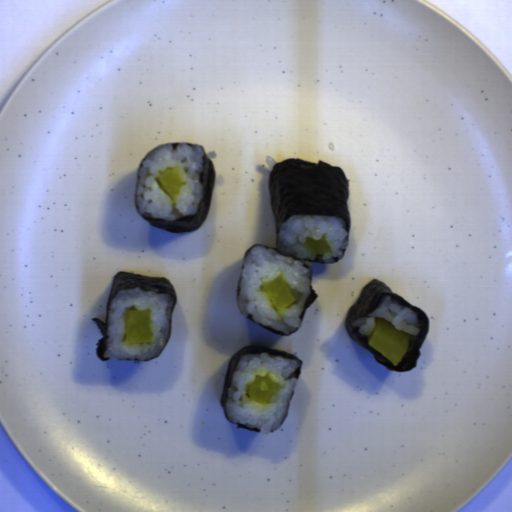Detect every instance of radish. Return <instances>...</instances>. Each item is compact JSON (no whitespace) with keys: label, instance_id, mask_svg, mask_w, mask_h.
<instances>
[{"label":"radish","instance_id":"1","mask_svg":"<svg viewBox=\"0 0 512 512\" xmlns=\"http://www.w3.org/2000/svg\"><path fill=\"white\" fill-rule=\"evenodd\" d=\"M410 334L398 330L386 318H376V324L368 336V344L379 351L391 364L398 366L411 346Z\"/></svg>","mask_w":512,"mask_h":512},{"label":"radish","instance_id":"2","mask_svg":"<svg viewBox=\"0 0 512 512\" xmlns=\"http://www.w3.org/2000/svg\"><path fill=\"white\" fill-rule=\"evenodd\" d=\"M124 343L126 345H151V309H126L123 313Z\"/></svg>","mask_w":512,"mask_h":512},{"label":"radish","instance_id":"3","mask_svg":"<svg viewBox=\"0 0 512 512\" xmlns=\"http://www.w3.org/2000/svg\"><path fill=\"white\" fill-rule=\"evenodd\" d=\"M259 290L267 294L273 308L277 311L286 310L299 299V293L292 290L280 274L262 282Z\"/></svg>","mask_w":512,"mask_h":512},{"label":"radish","instance_id":"4","mask_svg":"<svg viewBox=\"0 0 512 512\" xmlns=\"http://www.w3.org/2000/svg\"><path fill=\"white\" fill-rule=\"evenodd\" d=\"M279 386L269 376H257L247 387L248 397L261 406L268 405L271 397L278 392Z\"/></svg>","mask_w":512,"mask_h":512},{"label":"radish","instance_id":"5","mask_svg":"<svg viewBox=\"0 0 512 512\" xmlns=\"http://www.w3.org/2000/svg\"><path fill=\"white\" fill-rule=\"evenodd\" d=\"M159 186L171 197L175 198L181 185H187V181L182 180L179 169L169 168L156 177Z\"/></svg>","mask_w":512,"mask_h":512},{"label":"radish","instance_id":"6","mask_svg":"<svg viewBox=\"0 0 512 512\" xmlns=\"http://www.w3.org/2000/svg\"><path fill=\"white\" fill-rule=\"evenodd\" d=\"M304 245L310 256L332 253L331 246L325 234H322L319 239H314L309 236L306 238Z\"/></svg>","mask_w":512,"mask_h":512}]
</instances>
